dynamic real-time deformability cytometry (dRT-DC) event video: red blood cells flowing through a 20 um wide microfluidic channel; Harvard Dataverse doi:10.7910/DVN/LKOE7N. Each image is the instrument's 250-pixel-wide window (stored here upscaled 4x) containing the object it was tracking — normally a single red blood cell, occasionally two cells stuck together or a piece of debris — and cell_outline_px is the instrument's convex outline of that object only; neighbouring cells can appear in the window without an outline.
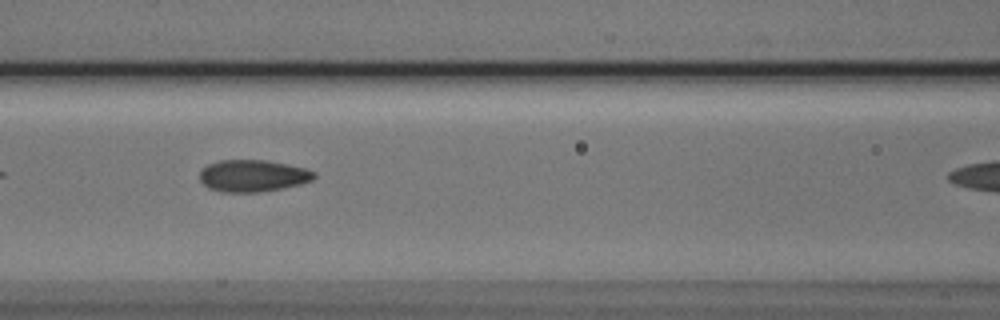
{"species": "Egyptian fruit bat (a non-hibernating species)", "species_latin": "Rousettus aegyptiacus", "temperature_condition": "cold", "stored_images_in_passage": 14, "camera_frame_rate_fps": 3000, "um_per_image_px": 0.085, "animal": {"sex": "male"}, "frame": {"image": 1, "passage_image": 7, "time_ms": 2.0, "image_size_px": [1000, 320], "cell_outline_px": [[316, 176], [312, 180], [300, 184], [284, 188], [260, 192], [220, 192], [208, 188], [200, 180], [200, 172], [208, 164], [220, 160], [264, 160], [304, 168], [316, 172]], "centroid_in_image_um": [21.48, 14.95], "position_along_channel_um": 145.1, "area_um2": 21.21}}
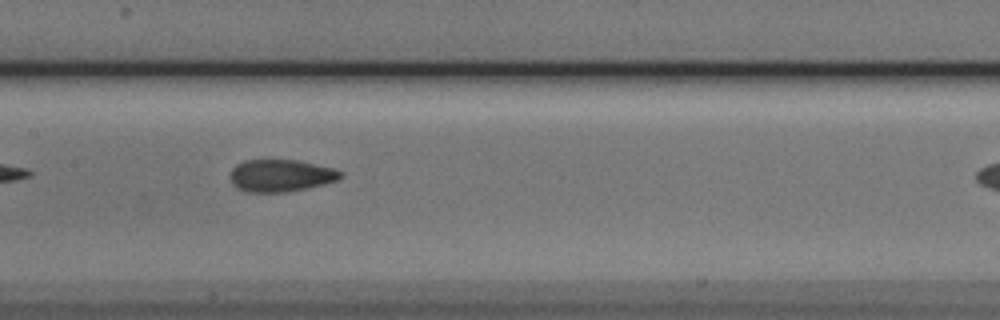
{"frame": {"image": 2, "passage_image": 10, "time_ms": 3.0, "image_size_px": [1000, 320], "cell_outline_px": [[344, 176], [336, 180], [324, 184], [284, 192], [248, 192], [236, 188], [232, 184], [232, 168], [236, 164], [244, 160], [300, 160], [332, 168], [344, 172]], "centroid_in_image_um": [23.87, 14.91], "position_along_channel_um": 183.5, "area_um2": 20.63}}